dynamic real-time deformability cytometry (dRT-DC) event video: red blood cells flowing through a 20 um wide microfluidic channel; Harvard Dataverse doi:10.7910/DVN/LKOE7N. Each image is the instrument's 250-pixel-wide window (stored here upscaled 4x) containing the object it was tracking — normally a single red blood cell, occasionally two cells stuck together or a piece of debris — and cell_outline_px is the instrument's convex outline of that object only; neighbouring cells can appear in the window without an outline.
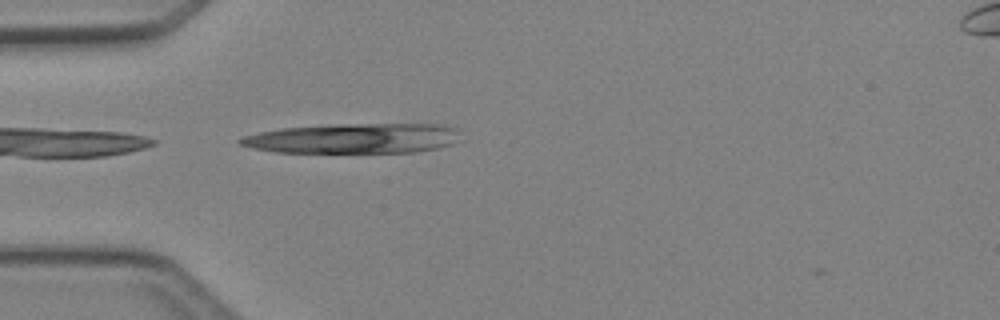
{"species": "Egyptian fruit bat (a non-hibernating species)", "species_latin": "Rousettus aegyptiacus", "temperature_condition": "cold", "stored_images_in_passage": 1, "camera_frame_rate_fps": 3000, "um_per_image_px": 0.085, "animal": {"sex": "female"}, "frame": {"image": 1, "passage_image": 1, "time_ms": 0.0, "image_size_px": [1000, 320], "cell_outline_px": [[460, 140], [452, 144], [440, 148], [416, 152], [276, 152], [252, 148], [240, 144], [236, 140], [244, 136], [260, 132], [280, 128], [328, 124], [436, 124], [456, 128]], "centroid_in_image_um": [30.05, 11.76], "position_along_channel_um": 54.9, "area_um2": 38.61}}